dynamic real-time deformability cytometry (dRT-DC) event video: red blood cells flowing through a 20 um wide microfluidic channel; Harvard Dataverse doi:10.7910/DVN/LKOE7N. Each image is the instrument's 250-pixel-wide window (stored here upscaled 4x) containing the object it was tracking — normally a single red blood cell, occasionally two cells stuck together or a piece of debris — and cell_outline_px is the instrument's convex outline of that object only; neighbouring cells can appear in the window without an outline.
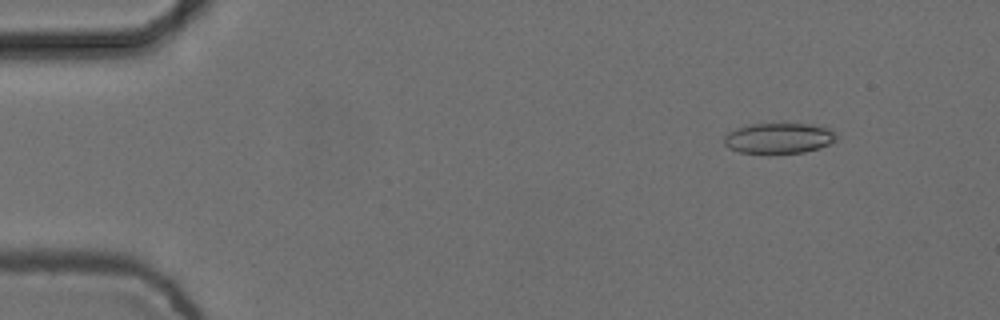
{"species": "common noctule bat (a hibernating species)", "species_latin": "Nyctalus noctula", "temperature_condition": "cold", "stored_images_in_passage": 8, "camera_frame_rate_fps": 3000, "um_per_image_px": 0.085, "animal": {"sex": "female", "body_mass_g": 24.6, "forearm_length_mm": 56.2}, "frame": {"image": 1, "passage_image": 2, "time_ms": 0.333, "image_size_px": [1000, 320], "cell_outline_px": [[836, 140], [820, 148], [804, 152], [768, 156], [740, 152], [728, 148], [724, 144], [724, 136], [728, 132], [736, 128], [752, 124], [812, 124], [832, 128], [836, 136]], "centroid_in_image_um": [66.18, 11.79], "position_along_channel_um": 18.8, "area_um2": 20.69}}
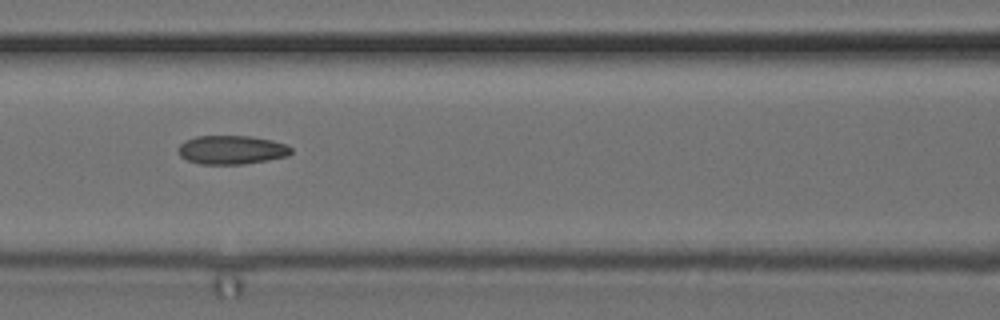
{"frame": {"image": 2, "passage_image": 6, "time_ms": 1.667, "image_size_px": [1000, 320], "cell_outline_px": [[292, 152], [288, 156], [268, 160], [244, 164], [200, 164], [188, 160], [180, 156], [180, 144], [184, 140], [196, 136], [248, 136], [272, 140], [284, 144], [292, 148]], "centroid_in_image_um": [19.7, 12.74], "position_along_channel_um": 146.9, "area_um2": 18.84}}
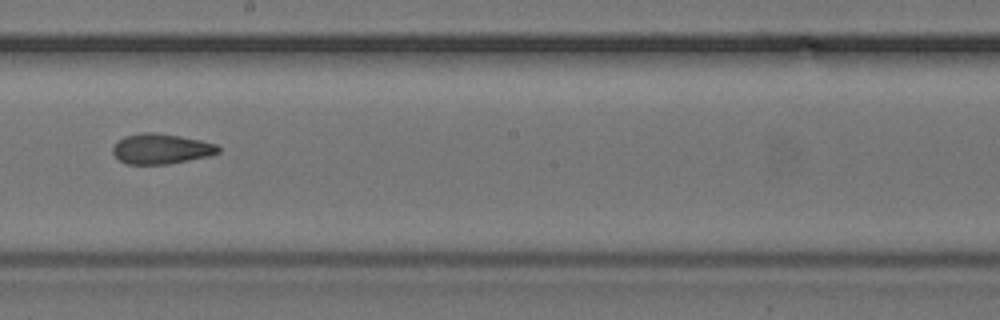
{"frame": {"image": 3, "passage_image": 8, "time_ms": 2.333, "image_size_px": [1000, 320], "cell_outline_px": [[220, 152], [212, 156], [168, 164], [128, 164], [120, 160], [112, 152], [112, 148], [124, 136], [140, 132], [152, 132], [180, 136], [200, 140], [216, 144], [220, 148]], "centroid_in_image_um": [13.73, 12.65], "position_along_channel_um": 234.5, "area_um2": 18.61}}